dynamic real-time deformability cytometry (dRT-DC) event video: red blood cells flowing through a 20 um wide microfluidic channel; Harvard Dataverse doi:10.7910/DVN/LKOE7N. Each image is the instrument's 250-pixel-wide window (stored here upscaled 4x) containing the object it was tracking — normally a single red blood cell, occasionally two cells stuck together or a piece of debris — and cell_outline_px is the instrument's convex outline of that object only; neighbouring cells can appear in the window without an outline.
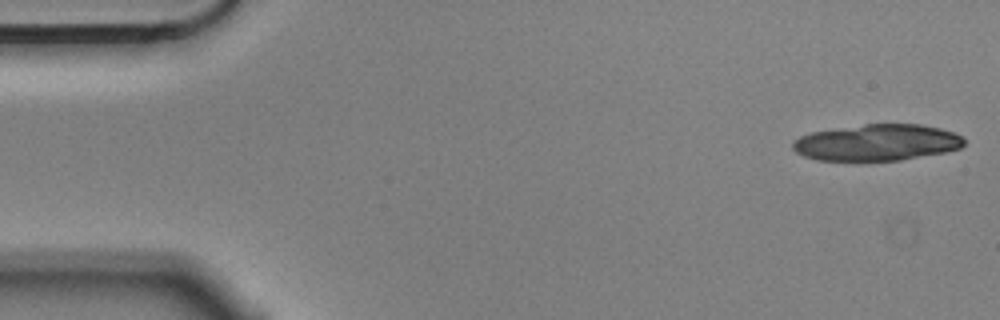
{"species": "Egyptian fruit bat (a non-hibernating species)", "species_latin": "Rousettus aegyptiacus", "temperature_condition": "cold", "stored_images_in_passage": 4, "camera_frame_rate_fps": 3000, "um_per_image_px": 0.085, "animal": {"sex": "male"}, "frame": {"image": 1, "passage_image": 1, "time_ms": 0.0, "image_size_px": [1000, 320], "cell_outline_px": [[964, 144], [960, 148], [944, 152], [900, 160], [816, 160], [804, 156], [796, 152], [792, 148], [792, 140], [800, 136], [812, 132], [864, 124], [920, 124], [940, 128], [952, 132], [960, 136], [964, 140]], "centroid_in_image_um": [74.51, 12.11], "position_along_channel_um": 10.5, "area_um2": 36.13}}